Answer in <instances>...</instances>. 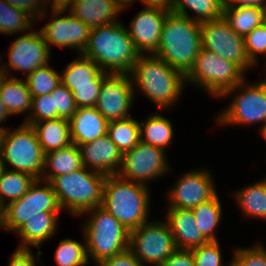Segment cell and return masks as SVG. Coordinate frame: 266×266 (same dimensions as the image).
Here are the masks:
<instances>
[{
	"label": "cell",
	"instance_id": "cell-1",
	"mask_svg": "<svg viewBox=\"0 0 266 266\" xmlns=\"http://www.w3.org/2000/svg\"><path fill=\"white\" fill-rule=\"evenodd\" d=\"M135 98L139 92L161 111L175 107L186 85V76L155 54L140 55L129 73Z\"/></svg>",
	"mask_w": 266,
	"mask_h": 266
},
{
	"label": "cell",
	"instance_id": "cell-2",
	"mask_svg": "<svg viewBox=\"0 0 266 266\" xmlns=\"http://www.w3.org/2000/svg\"><path fill=\"white\" fill-rule=\"evenodd\" d=\"M82 54L109 74H129L140 56L122 21L91 29Z\"/></svg>",
	"mask_w": 266,
	"mask_h": 266
},
{
	"label": "cell",
	"instance_id": "cell-3",
	"mask_svg": "<svg viewBox=\"0 0 266 266\" xmlns=\"http://www.w3.org/2000/svg\"><path fill=\"white\" fill-rule=\"evenodd\" d=\"M201 48V23L170 11L155 55L186 76Z\"/></svg>",
	"mask_w": 266,
	"mask_h": 266
},
{
	"label": "cell",
	"instance_id": "cell-4",
	"mask_svg": "<svg viewBox=\"0 0 266 266\" xmlns=\"http://www.w3.org/2000/svg\"><path fill=\"white\" fill-rule=\"evenodd\" d=\"M150 196L149 186L109 175L105 178L101 207L131 231L150 220Z\"/></svg>",
	"mask_w": 266,
	"mask_h": 266
},
{
	"label": "cell",
	"instance_id": "cell-5",
	"mask_svg": "<svg viewBox=\"0 0 266 266\" xmlns=\"http://www.w3.org/2000/svg\"><path fill=\"white\" fill-rule=\"evenodd\" d=\"M84 216L87 219L81 225V232L85 238L88 259L94 265L128 249L130 231L112 214L98 206L79 217L85 219Z\"/></svg>",
	"mask_w": 266,
	"mask_h": 266
},
{
	"label": "cell",
	"instance_id": "cell-6",
	"mask_svg": "<svg viewBox=\"0 0 266 266\" xmlns=\"http://www.w3.org/2000/svg\"><path fill=\"white\" fill-rule=\"evenodd\" d=\"M105 178L106 175L83 167L53 177L49 183L62 211L78 218L84 212L101 206Z\"/></svg>",
	"mask_w": 266,
	"mask_h": 266
},
{
	"label": "cell",
	"instance_id": "cell-7",
	"mask_svg": "<svg viewBox=\"0 0 266 266\" xmlns=\"http://www.w3.org/2000/svg\"><path fill=\"white\" fill-rule=\"evenodd\" d=\"M246 78L219 98H231L227 106L216 113L214 120L220 127L262 126L266 122V78L254 83Z\"/></svg>",
	"mask_w": 266,
	"mask_h": 266
},
{
	"label": "cell",
	"instance_id": "cell-8",
	"mask_svg": "<svg viewBox=\"0 0 266 266\" xmlns=\"http://www.w3.org/2000/svg\"><path fill=\"white\" fill-rule=\"evenodd\" d=\"M245 77L246 74L233 62L201 48L192 69L186 75V85L187 88L193 85L218 100Z\"/></svg>",
	"mask_w": 266,
	"mask_h": 266
},
{
	"label": "cell",
	"instance_id": "cell-9",
	"mask_svg": "<svg viewBox=\"0 0 266 266\" xmlns=\"http://www.w3.org/2000/svg\"><path fill=\"white\" fill-rule=\"evenodd\" d=\"M1 157L6 169L25 172L41 179L45 154L31 125L22 122L16 128H5Z\"/></svg>",
	"mask_w": 266,
	"mask_h": 266
},
{
	"label": "cell",
	"instance_id": "cell-10",
	"mask_svg": "<svg viewBox=\"0 0 266 266\" xmlns=\"http://www.w3.org/2000/svg\"><path fill=\"white\" fill-rule=\"evenodd\" d=\"M151 219L130 231L128 250L144 266H159L177 247L165 219Z\"/></svg>",
	"mask_w": 266,
	"mask_h": 266
},
{
	"label": "cell",
	"instance_id": "cell-11",
	"mask_svg": "<svg viewBox=\"0 0 266 266\" xmlns=\"http://www.w3.org/2000/svg\"><path fill=\"white\" fill-rule=\"evenodd\" d=\"M49 8L50 11L47 9L38 21L45 18L49 20L47 15L51 13L50 20L39 29L50 50L54 46L82 54L88 45L91 28L73 16L66 7L50 5Z\"/></svg>",
	"mask_w": 266,
	"mask_h": 266
},
{
	"label": "cell",
	"instance_id": "cell-12",
	"mask_svg": "<svg viewBox=\"0 0 266 266\" xmlns=\"http://www.w3.org/2000/svg\"><path fill=\"white\" fill-rule=\"evenodd\" d=\"M39 212H63L51 184L36 179L18 200L3 208V230L14 233Z\"/></svg>",
	"mask_w": 266,
	"mask_h": 266
},
{
	"label": "cell",
	"instance_id": "cell-13",
	"mask_svg": "<svg viewBox=\"0 0 266 266\" xmlns=\"http://www.w3.org/2000/svg\"><path fill=\"white\" fill-rule=\"evenodd\" d=\"M168 154L161 148L140 141L132 150L123 153L117 175L125 180L149 186L171 173Z\"/></svg>",
	"mask_w": 266,
	"mask_h": 266
},
{
	"label": "cell",
	"instance_id": "cell-14",
	"mask_svg": "<svg viewBox=\"0 0 266 266\" xmlns=\"http://www.w3.org/2000/svg\"><path fill=\"white\" fill-rule=\"evenodd\" d=\"M202 48L236 64L246 75L255 65L248 59L244 37L238 35L221 17L201 22Z\"/></svg>",
	"mask_w": 266,
	"mask_h": 266
},
{
	"label": "cell",
	"instance_id": "cell-15",
	"mask_svg": "<svg viewBox=\"0 0 266 266\" xmlns=\"http://www.w3.org/2000/svg\"><path fill=\"white\" fill-rule=\"evenodd\" d=\"M8 49V61L3 62L5 76L18 77V75H13V72L14 74L20 72L25 78L37 68L47 65L51 61L52 50L38 28L35 30L32 28L26 33L20 34Z\"/></svg>",
	"mask_w": 266,
	"mask_h": 266
},
{
	"label": "cell",
	"instance_id": "cell-16",
	"mask_svg": "<svg viewBox=\"0 0 266 266\" xmlns=\"http://www.w3.org/2000/svg\"><path fill=\"white\" fill-rule=\"evenodd\" d=\"M210 171L205 167L184 171L165 192L167 208L192 209L215 197L218 192Z\"/></svg>",
	"mask_w": 266,
	"mask_h": 266
},
{
	"label": "cell",
	"instance_id": "cell-17",
	"mask_svg": "<svg viewBox=\"0 0 266 266\" xmlns=\"http://www.w3.org/2000/svg\"><path fill=\"white\" fill-rule=\"evenodd\" d=\"M136 101L129 74H109L102 82L95 108L108 122L132 116Z\"/></svg>",
	"mask_w": 266,
	"mask_h": 266
},
{
	"label": "cell",
	"instance_id": "cell-18",
	"mask_svg": "<svg viewBox=\"0 0 266 266\" xmlns=\"http://www.w3.org/2000/svg\"><path fill=\"white\" fill-rule=\"evenodd\" d=\"M169 12L161 7L144 6L126 26L140 55L156 54L164 20Z\"/></svg>",
	"mask_w": 266,
	"mask_h": 266
},
{
	"label": "cell",
	"instance_id": "cell-19",
	"mask_svg": "<svg viewBox=\"0 0 266 266\" xmlns=\"http://www.w3.org/2000/svg\"><path fill=\"white\" fill-rule=\"evenodd\" d=\"M78 147L84 167L106 176L117 175L123 154L107 134Z\"/></svg>",
	"mask_w": 266,
	"mask_h": 266
},
{
	"label": "cell",
	"instance_id": "cell-20",
	"mask_svg": "<svg viewBox=\"0 0 266 266\" xmlns=\"http://www.w3.org/2000/svg\"><path fill=\"white\" fill-rule=\"evenodd\" d=\"M59 214L61 212H39L36 216L28 219L13 234L20 238L16 248L40 250L41 245L51 241L59 228Z\"/></svg>",
	"mask_w": 266,
	"mask_h": 266
},
{
	"label": "cell",
	"instance_id": "cell-21",
	"mask_svg": "<svg viewBox=\"0 0 266 266\" xmlns=\"http://www.w3.org/2000/svg\"><path fill=\"white\" fill-rule=\"evenodd\" d=\"M164 219L168 223L177 249L192 250L208 241L199 230L191 209L166 208Z\"/></svg>",
	"mask_w": 266,
	"mask_h": 266
},
{
	"label": "cell",
	"instance_id": "cell-22",
	"mask_svg": "<svg viewBox=\"0 0 266 266\" xmlns=\"http://www.w3.org/2000/svg\"><path fill=\"white\" fill-rule=\"evenodd\" d=\"M66 8L91 29L120 21L122 13L114 0H73Z\"/></svg>",
	"mask_w": 266,
	"mask_h": 266
},
{
	"label": "cell",
	"instance_id": "cell-23",
	"mask_svg": "<svg viewBox=\"0 0 266 266\" xmlns=\"http://www.w3.org/2000/svg\"><path fill=\"white\" fill-rule=\"evenodd\" d=\"M72 143H89L107 134L108 121L95 107H80L69 119Z\"/></svg>",
	"mask_w": 266,
	"mask_h": 266
},
{
	"label": "cell",
	"instance_id": "cell-24",
	"mask_svg": "<svg viewBox=\"0 0 266 266\" xmlns=\"http://www.w3.org/2000/svg\"><path fill=\"white\" fill-rule=\"evenodd\" d=\"M77 55V58L60 71L61 83L70 91L76 90V87L101 86L109 73L103 72L96 63L83 54Z\"/></svg>",
	"mask_w": 266,
	"mask_h": 266
},
{
	"label": "cell",
	"instance_id": "cell-25",
	"mask_svg": "<svg viewBox=\"0 0 266 266\" xmlns=\"http://www.w3.org/2000/svg\"><path fill=\"white\" fill-rule=\"evenodd\" d=\"M0 95L8 114L23 115L24 122L32 109V95L25 79L4 76L0 81Z\"/></svg>",
	"mask_w": 266,
	"mask_h": 266
},
{
	"label": "cell",
	"instance_id": "cell-26",
	"mask_svg": "<svg viewBox=\"0 0 266 266\" xmlns=\"http://www.w3.org/2000/svg\"><path fill=\"white\" fill-rule=\"evenodd\" d=\"M232 195L245 218L266 221V178L236 189Z\"/></svg>",
	"mask_w": 266,
	"mask_h": 266
},
{
	"label": "cell",
	"instance_id": "cell-27",
	"mask_svg": "<svg viewBox=\"0 0 266 266\" xmlns=\"http://www.w3.org/2000/svg\"><path fill=\"white\" fill-rule=\"evenodd\" d=\"M83 167L79 147L72 143L65 148L45 153L41 180L49 182L53 177L68 174Z\"/></svg>",
	"mask_w": 266,
	"mask_h": 266
},
{
	"label": "cell",
	"instance_id": "cell-28",
	"mask_svg": "<svg viewBox=\"0 0 266 266\" xmlns=\"http://www.w3.org/2000/svg\"><path fill=\"white\" fill-rule=\"evenodd\" d=\"M139 127L140 141L161 148L165 152L166 148L173 144L175 138L173 122L158 111L148 114L145 121L139 122Z\"/></svg>",
	"mask_w": 266,
	"mask_h": 266
},
{
	"label": "cell",
	"instance_id": "cell-29",
	"mask_svg": "<svg viewBox=\"0 0 266 266\" xmlns=\"http://www.w3.org/2000/svg\"><path fill=\"white\" fill-rule=\"evenodd\" d=\"M32 127L36 131L44 154L72 144L70 122L68 119L43 120L34 123Z\"/></svg>",
	"mask_w": 266,
	"mask_h": 266
},
{
	"label": "cell",
	"instance_id": "cell-30",
	"mask_svg": "<svg viewBox=\"0 0 266 266\" xmlns=\"http://www.w3.org/2000/svg\"><path fill=\"white\" fill-rule=\"evenodd\" d=\"M219 198V194H217L210 200L202 202L191 209L201 234L208 242L219 241L217 237L218 230L216 229H218L224 217L222 202Z\"/></svg>",
	"mask_w": 266,
	"mask_h": 266
},
{
	"label": "cell",
	"instance_id": "cell-31",
	"mask_svg": "<svg viewBox=\"0 0 266 266\" xmlns=\"http://www.w3.org/2000/svg\"><path fill=\"white\" fill-rule=\"evenodd\" d=\"M223 17L238 35L244 37L265 22V8L259 6L224 7Z\"/></svg>",
	"mask_w": 266,
	"mask_h": 266
},
{
	"label": "cell",
	"instance_id": "cell-32",
	"mask_svg": "<svg viewBox=\"0 0 266 266\" xmlns=\"http://www.w3.org/2000/svg\"><path fill=\"white\" fill-rule=\"evenodd\" d=\"M223 9V0H174L171 11L201 23L223 17Z\"/></svg>",
	"mask_w": 266,
	"mask_h": 266
},
{
	"label": "cell",
	"instance_id": "cell-33",
	"mask_svg": "<svg viewBox=\"0 0 266 266\" xmlns=\"http://www.w3.org/2000/svg\"><path fill=\"white\" fill-rule=\"evenodd\" d=\"M35 180L28 173L5 169L0 178V207L20 199Z\"/></svg>",
	"mask_w": 266,
	"mask_h": 266
},
{
	"label": "cell",
	"instance_id": "cell-34",
	"mask_svg": "<svg viewBox=\"0 0 266 266\" xmlns=\"http://www.w3.org/2000/svg\"><path fill=\"white\" fill-rule=\"evenodd\" d=\"M107 135L123 154L140 142L139 121L131 116L108 122Z\"/></svg>",
	"mask_w": 266,
	"mask_h": 266
},
{
	"label": "cell",
	"instance_id": "cell-35",
	"mask_svg": "<svg viewBox=\"0 0 266 266\" xmlns=\"http://www.w3.org/2000/svg\"><path fill=\"white\" fill-rule=\"evenodd\" d=\"M34 24V25H33ZM36 21L27 13L0 0V35H19L34 28Z\"/></svg>",
	"mask_w": 266,
	"mask_h": 266
},
{
	"label": "cell",
	"instance_id": "cell-36",
	"mask_svg": "<svg viewBox=\"0 0 266 266\" xmlns=\"http://www.w3.org/2000/svg\"><path fill=\"white\" fill-rule=\"evenodd\" d=\"M81 239L82 241H77L66 237L60 240L54 251L56 266H87L90 264L83 233Z\"/></svg>",
	"mask_w": 266,
	"mask_h": 266
},
{
	"label": "cell",
	"instance_id": "cell-37",
	"mask_svg": "<svg viewBox=\"0 0 266 266\" xmlns=\"http://www.w3.org/2000/svg\"><path fill=\"white\" fill-rule=\"evenodd\" d=\"M50 64L37 68L24 78L32 97L49 94L61 83L60 71Z\"/></svg>",
	"mask_w": 266,
	"mask_h": 266
},
{
	"label": "cell",
	"instance_id": "cell-38",
	"mask_svg": "<svg viewBox=\"0 0 266 266\" xmlns=\"http://www.w3.org/2000/svg\"><path fill=\"white\" fill-rule=\"evenodd\" d=\"M245 49L248 59L258 68L260 56L264 55L266 60V24L265 22L254 28L250 33L244 36ZM260 55V56H259ZM266 64V62L264 63ZM266 67V65H264ZM266 72V68H265Z\"/></svg>",
	"mask_w": 266,
	"mask_h": 266
},
{
	"label": "cell",
	"instance_id": "cell-39",
	"mask_svg": "<svg viewBox=\"0 0 266 266\" xmlns=\"http://www.w3.org/2000/svg\"><path fill=\"white\" fill-rule=\"evenodd\" d=\"M60 118L57 111H54V103L51 94L32 97V109L29 117L23 122L33 125L43 120Z\"/></svg>",
	"mask_w": 266,
	"mask_h": 266
},
{
	"label": "cell",
	"instance_id": "cell-40",
	"mask_svg": "<svg viewBox=\"0 0 266 266\" xmlns=\"http://www.w3.org/2000/svg\"><path fill=\"white\" fill-rule=\"evenodd\" d=\"M219 241L208 242L192 249L195 266H228L224 265L222 249ZM224 260V261H223Z\"/></svg>",
	"mask_w": 266,
	"mask_h": 266
},
{
	"label": "cell",
	"instance_id": "cell-41",
	"mask_svg": "<svg viewBox=\"0 0 266 266\" xmlns=\"http://www.w3.org/2000/svg\"><path fill=\"white\" fill-rule=\"evenodd\" d=\"M50 94L53 98L54 111H57L60 118L69 120L77 109L72 92L60 83Z\"/></svg>",
	"mask_w": 266,
	"mask_h": 266
},
{
	"label": "cell",
	"instance_id": "cell-42",
	"mask_svg": "<svg viewBox=\"0 0 266 266\" xmlns=\"http://www.w3.org/2000/svg\"><path fill=\"white\" fill-rule=\"evenodd\" d=\"M232 253L242 266H266V246L260 242L249 247H236Z\"/></svg>",
	"mask_w": 266,
	"mask_h": 266
},
{
	"label": "cell",
	"instance_id": "cell-43",
	"mask_svg": "<svg viewBox=\"0 0 266 266\" xmlns=\"http://www.w3.org/2000/svg\"><path fill=\"white\" fill-rule=\"evenodd\" d=\"M9 5L30 15L36 22L41 15L49 9L48 0H4ZM46 6V7H45Z\"/></svg>",
	"mask_w": 266,
	"mask_h": 266
},
{
	"label": "cell",
	"instance_id": "cell-44",
	"mask_svg": "<svg viewBox=\"0 0 266 266\" xmlns=\"http://www.w3.org/2000/svg\"><path fill=\"white\" fill-rule=\"evenodd\" d=\"M101 86L76 87L71 91L77 108L95 107Z\"/></svg>",
	"mask_w": 266,
	"mask_h": 266
},
{
	"label": "cell",
	"instance_id": "cell-45",
	"mask_svg": "<svg viewBox=\"0 0 266 266\" xmlns=\"http://www.w3.org/2000/svg\"><path fill=\"white\" fill-rule=\"evenodd\" d=\"M36 253L37 257H35L32 249L16 248L10 256L7 266H37V261H40L41 265L45 266L44 263L40 260L42 251L39 250Z\"/></svg>",
	"mask_w": 266,
	"mask_h": 266
},
{
	"label": "cell",
	"instance_id": "cell-46",
	"mask_svg": "<svg viewBox=\"0 0 266 266\" xmlns=\"http://www.w3.org/2000/svg\"><path fill=\"white\" fill-rule=\"evenodd\" d=\"M97 266H144L128 249L113 257L104 259Z\"/></svg>",
	"mask_w": 266,
	"mask_h": 266
},
{
	"label": "cell",
	"instance_id": "cell-47",
	"mask_svg": "<svg viewBox=\"0 0 266 266\" xmlns=\"http://www.w3.org/2000/svg\"><path fill=\"white\" fill-rule=\"evenodd\" d=\"M159 266H195L192 250L176 249Z\"/></svg>",
	"mask_w": 266,
	"mask_h": 266
},
{
	"label": "cell",
	"instance_id": "cell-48",
	"mask_svg": "<svg viewBox=\"0 0 266 266\" xmlns=\"http://www.w3.org/2000/svg\"><path fill=\"white\" fill-rule=\"evenodd\" d=\"M224 7L259 6L266 8V0H223Z\"/></svg>",
	"mask_w": 266,
	"mask_h": 266
},
{
	"label": "cell",
	"instance_id": "cell-49",
	"mask_svg": "<svg viewBox=\"0 0 266 266\" xmlns=\"http://www.w3.org/2000/svg\"><path fill=\"white\" fill-rule=\"evenodd\" d=\"M143 6L161 7L172 10L174 0H139Z\"/></svg>",
	"mask_w": 266,
	"mask_h": 266
},
{
	"label": "cell",
	"instance_id": "cell-50",
	"mask_svg": "<svg viewBox=\"0 0 266 266\" xmlns=\"http://www.w3.org/2000/svg\"><path fill=\"white\" fill-rule=\"evenodd\" d=\"M10 118L11 117L6 110L4 103L2 101V98H1V95H0V129L7 128L8 125H6L5 122L7 120H9ZM2 123H4V125ZM5 125H6V127H5Z\"/></svg>",
	"mask_w": 266,
	"mask_h": 266
},
{
	"label": "cell",
	"instance_id": "cell-51",
	"mask_svg": "<svg viewBox=\"0 0 266 266\" xmlns=\"http://www.w3.org/2000/svg\"><path fill=\"white\" fill-rule=\"evenodd\" d=\"M115 3L122 9V12L130 8L136 1L139 2V0H114Z\"/></svg>",
	"mask_w": 266,
	"mask_h": 266
},
{
	"label": "cell",
	"instance_id": "cell-52",
	"mask_svg": "<svg viewBox=\"0 0 266 266\" xmlns=\"http://www.w3.org/2000/svg\"><path fill=\"white\" fill-rule=\"evenodd\" d=\"M49 4L54 7H66L73 0H48Z\"/></svg>",
	"mask_w": 266,
	"mask_h": 266
},
{
	"label": "cell",
	"instance_id": "cell-53",
	"mask_svg": "<svg viewBox=\"0 0 266 266\" xmlns=\"http://www.w3.org/2000/svg\"><path fill=\"white\" fill-rule=\"evenodd\" d=\"M260 129H258L259 134L261 135L260 137H262L263 139H265L266 142V122L259 127Z\"/></svg>",
	"mask_w": 266,
	"mask_h": 266
},
{
	"label": "cell",
	"instance_id": "cell-54",
	"mask_svg": "<svg viewBox=\"0 0 266 266\" xmlns=\"http://www.w3.org/2000/svg\"><path fill=\"white\" fill-rule=\"evenodd\" d=\"M4 56H2V54L0 53V81L2 80V78L5 76L4 70H3V58Z\"/></svg>",
	"mask_w": 266,
	"mask_h": 266
},
{
	"label": "cell",
	"instance_id": "cell-55",
	"mask_svg": "<svg viewBox=\"0 0 266 266\" xmlns=\"http://www.w3.org/2000/svg\"><path fill=\"white\" fill-rule=\"evenodd\" d=\"M228 263L229 266H242L233 256Z\"/></svg>",
	"mask_w": 266,
	"mask_h": 266
},
{
	"label": "cell",
	"instance_id": "cell-56",
	"mask_svg": "<svg viewBox=\"0 0 266 266\" xmlns=\"http://www.w3.org/2000/svg\"><path fill=\"white\" fill-rule=\"evenodd\" d=\"M5 169H6L5 168V165H4V163L2 161V157L0 155V178H1V176H2V174H3V172H4Z\"/></svg>",
	"mask_w": 266,
	"mask_h": 266
},
{
	"label": "cell",
	"instance_id": "cell-57",
	"mask_svg": "<svg viewBox=\"0 0 266 266\" xmlns=\"http://www.w3.org/2000/svg\"><path fill=\"white\" fill-rule=\"evenodd\" d=\"M3 230V209L0 207V230Z\"/></svg>",
	"mask_w": 266,
	"mask_h": 266
},
{
	"label": "cell",
	"instance_id": "cell-58",
	"mask_svg": "<svg viewBox=\"0 0 266 266\" xmlns=\"http://www.w3.org/2000/svg\"><path fill=\"white\" fill-rule=\"evenodd\" d=\"M4 131L5 129H0V155H1L2 138H3Z\"/></svg>",
	"mask_w": 266,
	"mask_h": 266
},
{
	"label": "cell",
	"instance_id": "cell-59",
	"mask_svg": "<svg viewBox=\"0 0 266 266\" xmlns=\"http://www.w3.org/2000/svg\"><path fill=\"white\" fill-rule=\"evenodd\" d=\"M265 24H266V8H265Z\"/></svg>",
	"mask_w": 266,
	"mask_h": 266
}]
</instances>
